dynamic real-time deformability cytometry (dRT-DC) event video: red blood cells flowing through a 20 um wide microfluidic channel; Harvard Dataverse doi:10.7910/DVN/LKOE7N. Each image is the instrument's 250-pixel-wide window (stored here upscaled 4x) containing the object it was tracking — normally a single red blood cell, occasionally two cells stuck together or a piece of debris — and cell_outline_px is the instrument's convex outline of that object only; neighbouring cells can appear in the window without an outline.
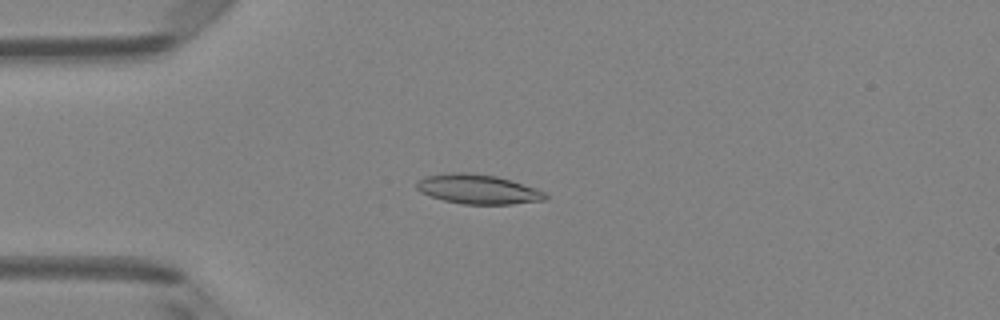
{"species": "Egyptian fruit bat (a non-hibernating species)", "species_latin": "Rousettus aegyptiacus", "temperature_condition": "room temperature", "stored_images_in_passage": 4, "camera_frame_rate_fps": 3000, "um_per_image_px": 0.085, "animal": {"sex": "female"}, "frame": {"image": 1, "passage_image": 4, "time_ms": 1.0, "image_size_px": [1000, 320], "cell_outline_px": [[548, 200], [512, 204], [464, 204], [444, 200], [420, 192], [416, 188], [416, 180], [424, 176], [448, 172], [468, 172], [496, 176], [512, 180], [536, 188], [544, 192], [548, 196]], "centroid_in_image_um": [40.62, 16.07], "position_along_channel_um": 44.4, "area_um2": 22.37}}